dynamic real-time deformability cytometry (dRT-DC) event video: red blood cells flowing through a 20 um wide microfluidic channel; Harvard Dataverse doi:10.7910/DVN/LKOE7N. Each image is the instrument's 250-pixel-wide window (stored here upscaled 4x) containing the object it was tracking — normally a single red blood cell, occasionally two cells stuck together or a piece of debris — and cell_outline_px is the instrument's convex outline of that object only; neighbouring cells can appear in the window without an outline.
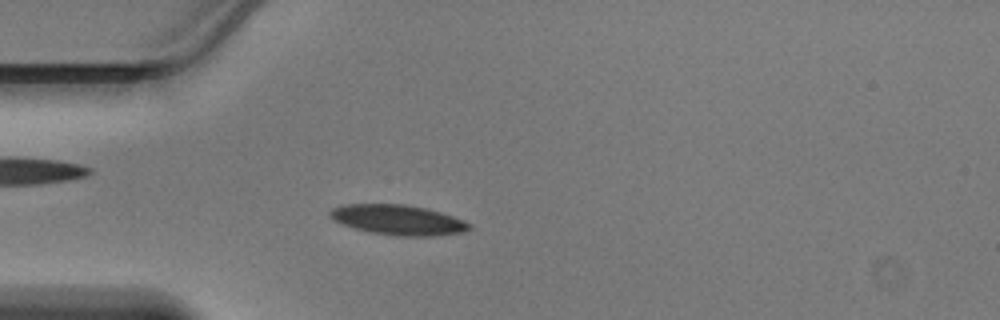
{"species": "Egyptian fruit bat (a non-hibernating species)", "species_latin": "Rousettus aegyptiacus", "temperature_condition": "warm", "stored_images_in_passage": 47, "camera_frame_rate_fps": 3000, "um_per_image_px": 0.085, "animal": {"sex": "male"}, "frame": {"image": 1, "passage_image": 13, "time_ms": 4.0, "image_size_px": [1000, 320], "cell_outline_px": [[472, 228], [464, 232], [432, 236], [400, 236], [372, 232], [356, 228], [344, 224], [328, 216], [328, 212], [332, 208], [344, 204], [404, 204], [424, 208], [440, 212], [464, 220], [472, 224]], "centroid_in_image_um": [33.87, 18.68], "position_along_channel_um": 51.1, "area_um2": 24.22}}
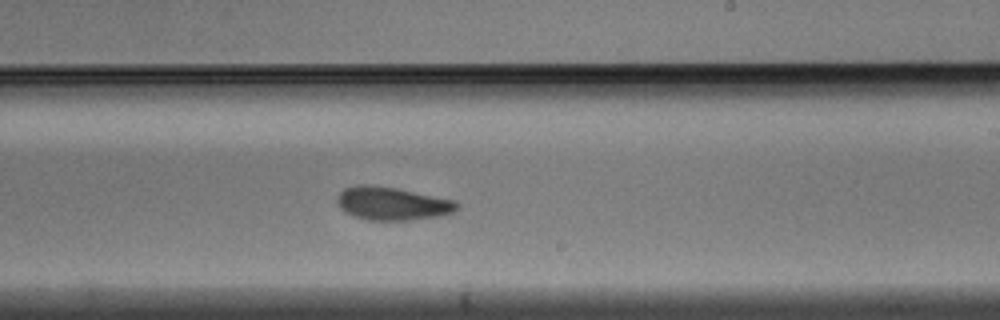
{"frame": {"image": 2, "passage_image": 28, "time_ms": 9.0, "image_size_px": [1000, 320], "cell_outline_px": [[460, 208], [452, 212], [440, 216], [408, 220], [368, 220], [352, 216], [344, 212], [336, 204], [336, 196], [344, 188], [356, 184], [372, 184], [396, 188], [456, 200], [460, 204]], "centroid_in_image_um": [33.31, 17.29], "position_along_channel_um": 255.7, "area_um2": 23.58}}
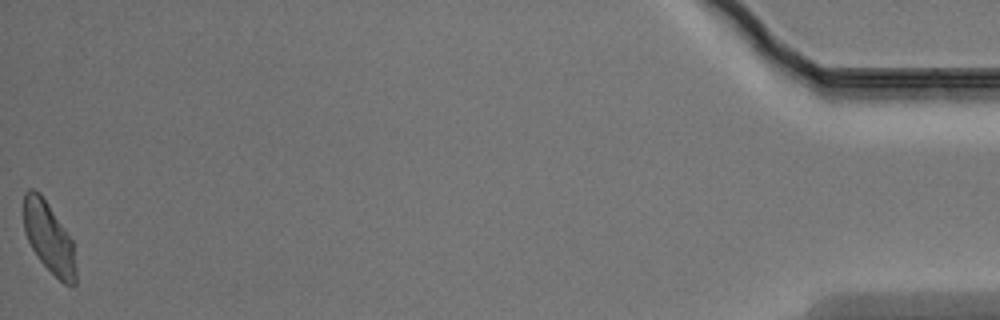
{"frame": {"image": 3, "passage_image": 47, "time_ms": 15.333, "image_size_px": [1000, 320], "cell_outline_px": [[76, 284], [64, 284], [40, 260], [32, 248], [24, 232], [24, 192], [28, 188], [32, 188], [40, 192], [72, 240], [76, 268]], "centroid_in_image_um": [4.15, 20.17], "position_along_channel_um": 431.1, "area_um2": 21.15}}